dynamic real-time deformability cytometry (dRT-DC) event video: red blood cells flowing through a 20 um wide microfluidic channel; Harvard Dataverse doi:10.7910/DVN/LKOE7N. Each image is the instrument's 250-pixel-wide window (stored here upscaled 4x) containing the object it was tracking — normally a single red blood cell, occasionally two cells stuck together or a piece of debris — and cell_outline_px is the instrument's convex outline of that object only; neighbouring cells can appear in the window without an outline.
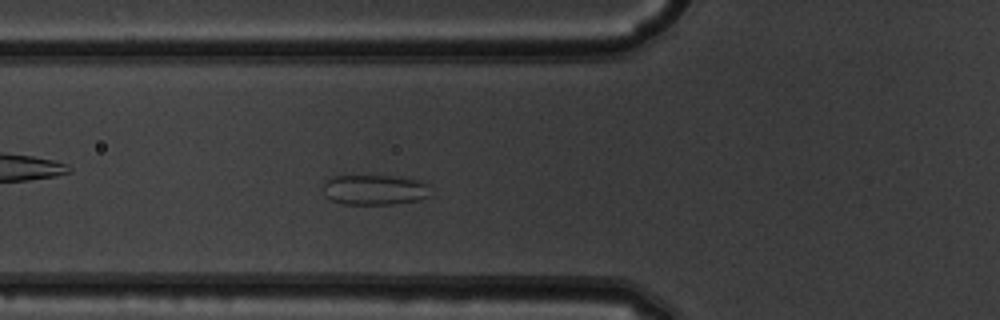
{"species": "common noctule bat (a hibernating species)", "species_latin": "Nyctalus noctula", "temperature_condition": "warm", "stored_images_in_passage": 44, "camera_frame_rate_fps": 3000, "um_per_image_px": 0.085, "animal": {"sex": "male", "body_mass_g": 19.5, "forearm_length_mm": 54.6}, "frame": {"image": 1, "passage_image": 12, "time_ms": 3.667, "image_size_px": [1000, 320], "cell_outline_px": [[432, 196], [420, 200], [392, 204], [344, 204], [332, 200], [324, 196], [324, 184], [332, 176], [396, 176], [420, 180], [428, 184]], "centroid_in_image_um": [31.9, 16.14], "position_along_channel_um": 93.9, "area_um2": 19.07}}
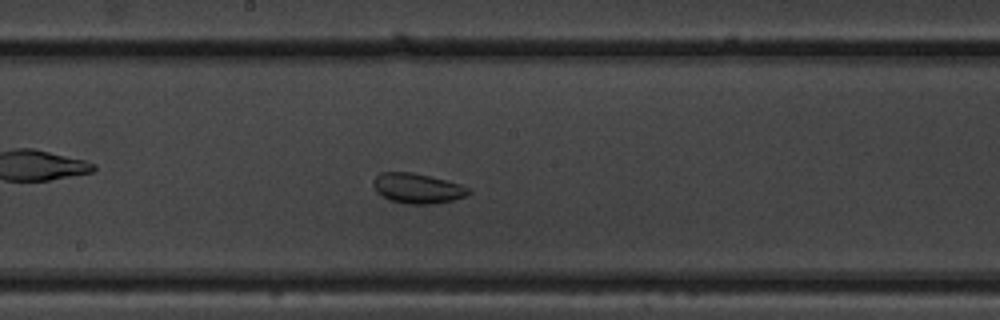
{"frame": {"image": 2, "passage_image": 21, "time_ms": 6.667, "image_size_px": [1000, 320], "cell_outline_px": [[472, 192], [464, 196], [452, 200], [432, 204], [408, 204], [392, 200], [376, 192], [372, 184], [376, 176], [380, 172], [412, 172], [460, 184], [472, 188]], "centroid_in_image_um": [35.49, 16.0], "position_along_channel_um": 212.7, "area_um2": 16.53}}
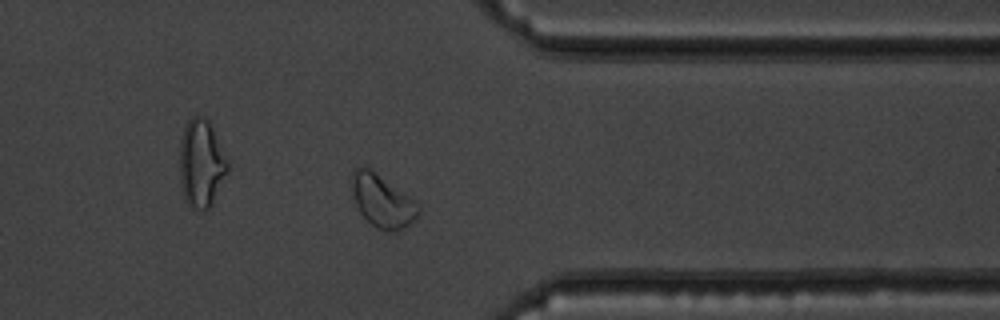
{"frame": {"image": 3, "passage_image": 34, "time_ms": 11.0, "image_size_px": [1000, 320], "cell_outline_px": [[420, 212], [412, 224], [400, 232], [392, 232], [376, 228], [360, 212], [356, 204], [352, 192], [352, 172], [356, 168], [368, 168], [412, 196], [420, 204]], "centroid_in_image_um": [32.57, 17.13], "position_along_channel_um": 378.8, "area_um2": 20.63}, "authors_computed_cell_mechanics": {"area_um2": 19.6231, "velocity_mm_per_s": 3.9593, "shape_relaxation_time_tau1_ms": null, "shape_relaxation_time_tau2_ms": 0.8314, "deformation_change_tau1": null, "deformation_change_tau2": 0.0673}}